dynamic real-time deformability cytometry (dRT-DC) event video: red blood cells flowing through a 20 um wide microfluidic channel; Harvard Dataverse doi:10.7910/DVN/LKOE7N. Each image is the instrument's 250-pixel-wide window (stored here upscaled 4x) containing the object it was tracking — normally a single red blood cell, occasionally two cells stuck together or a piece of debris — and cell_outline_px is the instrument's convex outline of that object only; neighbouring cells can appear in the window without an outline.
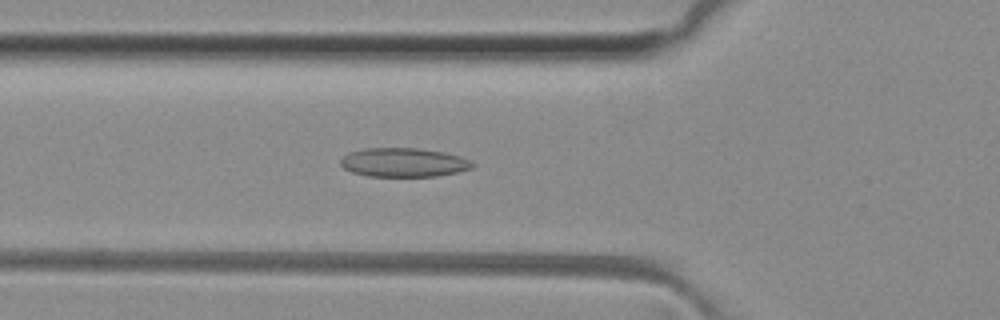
{"species": "common noctule bat (a hibernating species)", "species_latin": "Nyctalus noctula", "temperature_condition": "room temperature", "stored_images_in_passage": 49, "camera_frame_rate_fps": 3000, "um_per_image_px": 0.085, "animal": {"sex": "female", "body_mass_g": 29.2, "forearm_length_mm": 56.3}, "frame": {"image": 1, "passage_image": 17, "time_ms": 5.333, "image_size_px": [1000, 320], "cell_outline_px": [[476, 164], [472, 168], [456, 172], [436, 176], [368, 176], [352, 172], [344, 168], [340, 164], [340, 160], [348, 152], [364, 148], [416, 148], [444, 152], [460, 156], [472, 160]], "centroid_in_image_um": [34.32, 13.8], "position_along_channel_um": 91.5, "area_um2": 22.31}}
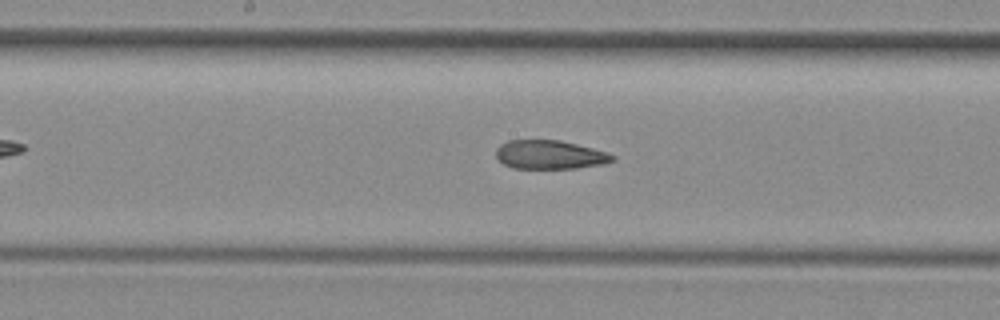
{"frame": {"image": 2, "passage_image": 25, "time_ms": 8.0, "image_size_px": [1000, 320], "cell_outline_px": [[616, 160], [604, 164], [576, 168], [512, 168], [504, 164], [496, 156], [496, 148], [500, 144], [508, 140], [560, 140], [608, 152], [616, 156]], "centroid_in_image_um": [46.76, 13.15], "position_along_channel_um": 201.4, "area_um2": 19.59}}
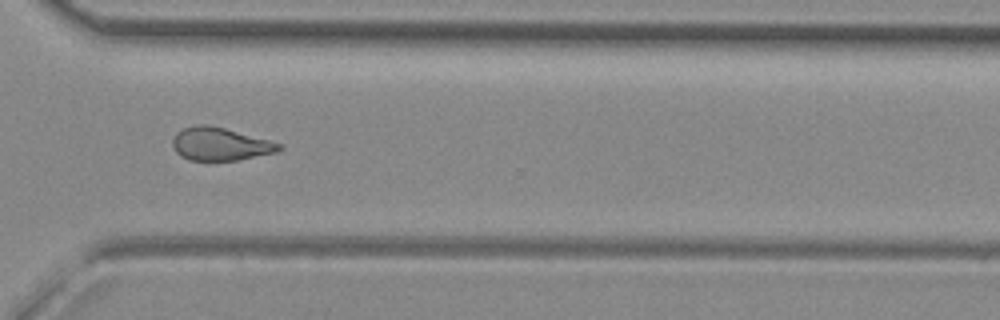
{"frame": {"image": 3, "passage_image": 36, "time_ms": 11.667, "image_size_px": [1000, 320], "cell_outline_px": [[284, 148], [276, 152], [236, 160], [188, 160], [180, 156], [176, 152], [172, 144], [172, 140], [176, 132], [184, 128], [200, 124], [204, 124], [224, 128], [284, 144]], "centroid_in_image_um": [18.71, 12.25], "position_along_channel_um": 351.9, "area_um2": 20.35}, "authors_computed_cell_mechanics": {"area_um2": 20.9814, "velocity_mm_per_s": 4.1118, "shape_relaxation_time_tau1_ms": null, "shape_relaxation_time_tau2_ms": 2.764, "deformation_change_tau1": null, "deformation_change_tau2": 0.1107}}